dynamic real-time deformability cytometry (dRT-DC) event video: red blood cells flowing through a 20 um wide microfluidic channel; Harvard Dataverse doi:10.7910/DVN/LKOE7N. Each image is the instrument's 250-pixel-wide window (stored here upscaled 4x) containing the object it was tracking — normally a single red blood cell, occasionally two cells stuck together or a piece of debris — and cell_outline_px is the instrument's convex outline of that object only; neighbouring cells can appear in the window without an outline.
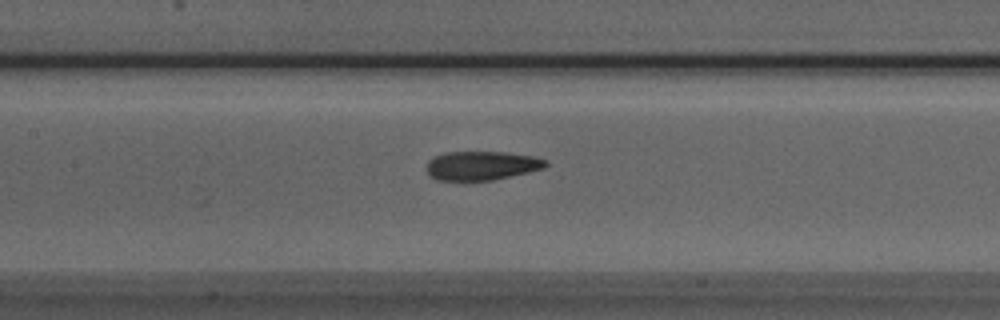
{"species": "Egyptian fruit bat (a non-hibernating species)", "species_latin": "Rousettus aegyptiacus", "temperature_condition": "room temperature", "stored_images_in_passage": 45, "camera_frame_rate_fps": 3000, "um_per_image_px": 0.085, "animal": {"sex": "male"}, "frame": {"image": 1, "passage_image": 17, "time_ms": 5.333, "image_size_px": [1000, 320], "cell_outline_px": [[548, 164], [544, 168], [528, 172], [492, 180], [436, 180], [428, 172], [428, 160], [432, 156], [448, 152], [508, 152], [536, 156], [548, 160]], "centroid_in_image_um": [40.98, 14.06], "position_along_channel_um": 166.4, "area_um2": 20.11}}
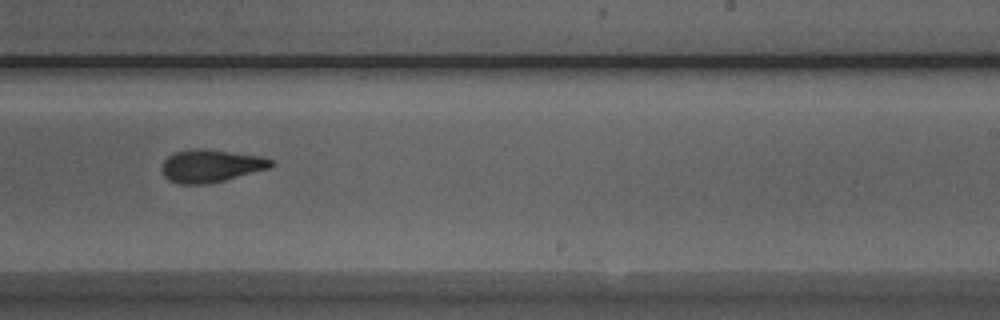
{"frame": {"image": 2, "passage_image": 25, "time_ms": 8.0, "image_size_px": [1000, 320], "cell_outline_px": [[272, 164], [268, 168], [224, 180], [208, 184], [176, 184], [168, 180], [164, 176], [160, 168], [164, 160], [172, 152], [192, 148], [200, 148], [260, 156], [272, 160]], "centroid_in_image_um": [17.82, 14.1], "position_along_channel_um": 271.2, "area_um2": 20.75}}
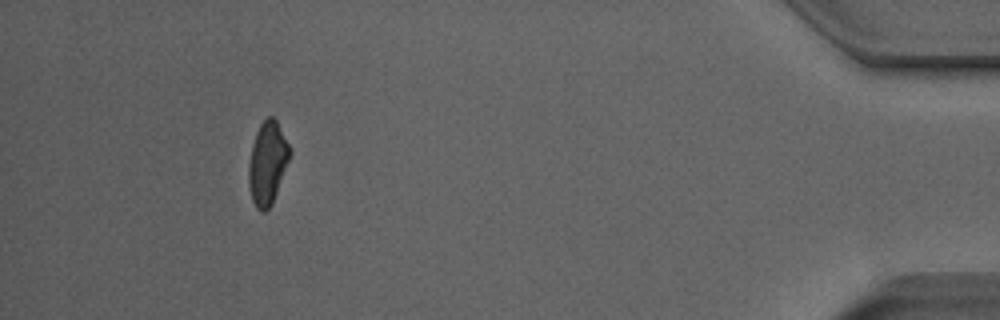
{"frame": {"image": 3, "passage_image": 41, "time_ms": 13.333, "image_size_px": [1000, 320], "cell_outline_px": [[292, 152], [272, 204], [264, 212], [260, 212], [256, 208], [252, 200], [248, 184], [248, 164], [252, 144], [256, 132], [260, 124], [268, 116], [272, 116], [276, 120], [292, 148]], "centroid_in_image_um": [22.74, 13.85], "position_along_channel_um": 412.5, "area_um2": 20.06}, "authors_computed_cell_mechanics": {"area_um2": 20.6346, "velocity_mm_per_s": 3.9414, "shape_relaxation_time_tau1_ms": 5.4495, "shape_relaxation_time_tau2_ms": 2.2573, "deformation_change_tau1": 0.1579, "deformation_change_tau2": 0.1056}}